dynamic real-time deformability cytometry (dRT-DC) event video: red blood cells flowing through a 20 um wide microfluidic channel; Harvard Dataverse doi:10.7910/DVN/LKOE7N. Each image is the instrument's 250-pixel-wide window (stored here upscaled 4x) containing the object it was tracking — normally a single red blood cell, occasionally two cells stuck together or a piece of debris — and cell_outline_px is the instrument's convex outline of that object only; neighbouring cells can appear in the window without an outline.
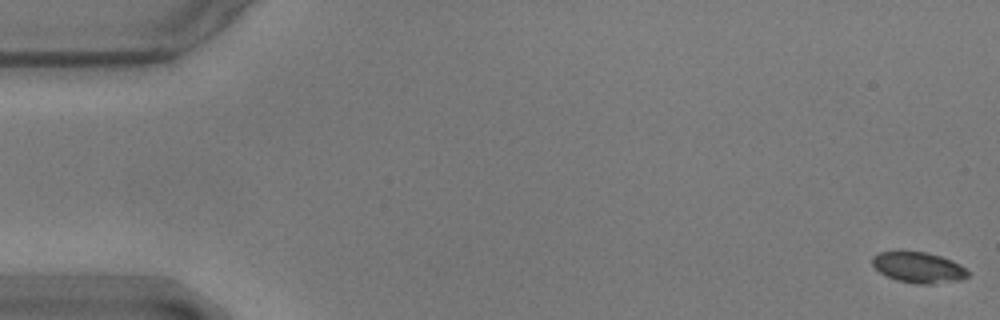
{"species": "common noctule bat (a hibernating species)", "species_latin": "Nyctalus noctula", "temperature_condition": "warm", "stored_images_in_passage": 57, "camera_frame_rate_fps": 3000, "um_per_image_px": 0.085, "animal": {"sex": "male", "body_mass_g": 17.9}, "frame": {"image": 1, "passage_image": 1, "time_ms": 0.0, "image_size_px": [1000, 320], "cell_outline_px": [[968, 276], [960, 280], [932, 284], [916, 284], [896, 280], [880, 272], [872, 264], [872, 256], [880, 252], [928, 252], [952, 260], [960, 264], [968, 272]], "centroid_in_image_um": [78.08, 22.74], "position_along_channel_um": 6.9, "area_um2": 16.99}}
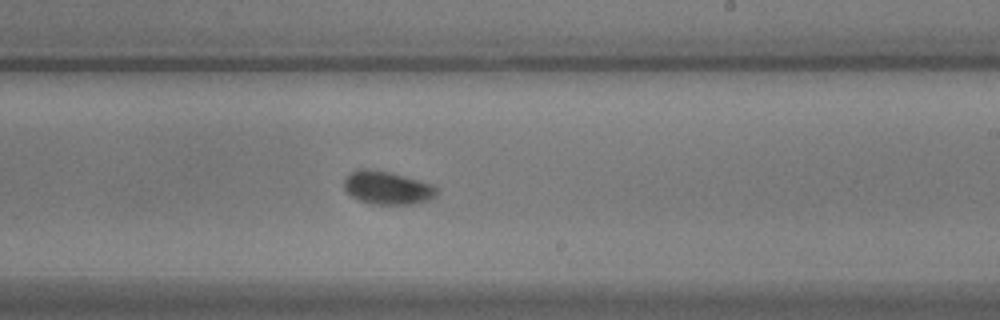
{"frame": {"image": 2, "passage_image": 34, "time_ms": 11.0, "image_size_px": [1000, 320], "cell_outline_px": [[436, 196], [428, 200], [412, 204], [376, 204], [360, 200], [352, 196], [344, 188], [344, 180], [352, 172], [360, 168], [368, 168], [392, 172], [432, 184], [436, 188]], "centroid_in_image_um": [32.92, 15.95], "position_along_channel_um": 256.1, "area_um2": 17.74}}
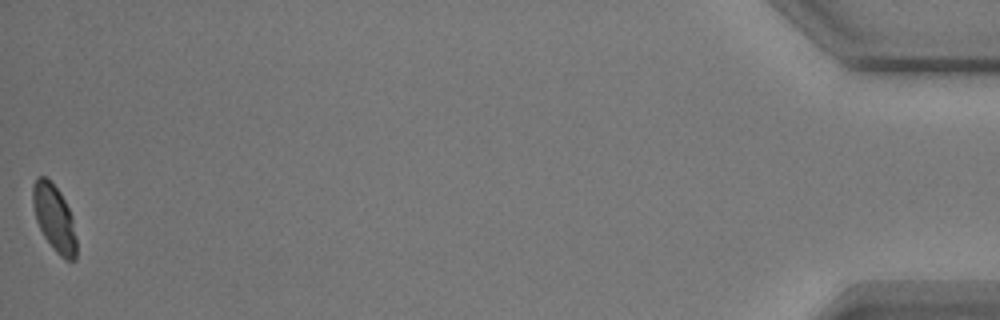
{"frame": {"image": 3, "passage_image": 57, "time_ms": 18.667, "image_size_px": [1000, 320], "cell_outline_px": [[76, 260], [64, 260], [56, 252], [44, 236], [36, 220], [32, 204], [32, 184], [36, 176], [44, 176], [60, 192], [72, 216], [76, 240]], "centroid_in_image_um": [4.59, 18.53], "position_along_channel_um": 430.6, "area_um2": 16.88}}